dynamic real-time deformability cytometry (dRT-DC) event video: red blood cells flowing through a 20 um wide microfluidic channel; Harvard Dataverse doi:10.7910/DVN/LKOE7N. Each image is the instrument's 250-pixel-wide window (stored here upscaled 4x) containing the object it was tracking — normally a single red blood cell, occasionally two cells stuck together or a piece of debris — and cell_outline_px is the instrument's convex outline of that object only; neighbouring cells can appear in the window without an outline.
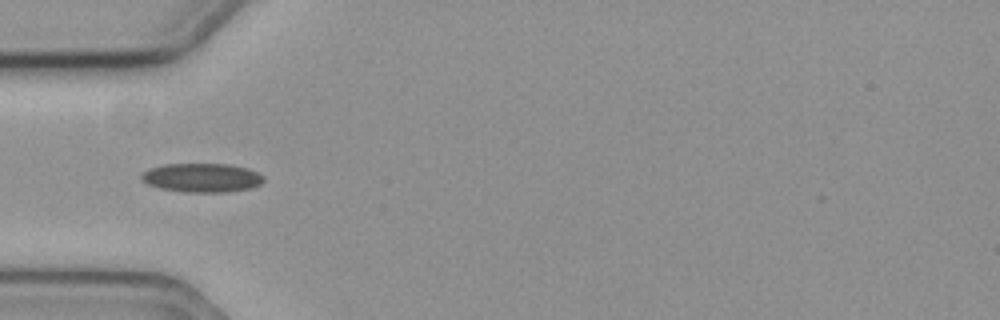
{"species": "common noctule bat (a hibernating species)", "species_latin": "Nyctalus noctula", "temperature_condition": "cold", "stored_images_in_passage": 3, "camera_frame_rate_fps": 3000, "um_per_image_px": 0.085, "animal": {"sex": "female", "body_mass_g": 19.3, "forearm_length_mm": 54.1}, "frame": {"image": 1, "passage_image": 3, "time_ms": 0.667, "image_size_px": [1000, 320], "cell_outline_px": [[264, 180], [260, 184], [252, 188], [224, 192], [184, 192], [160, 188], [148, 184], [140, 180], [140, 176], [148, 168], [164, 164], [228, 164], [248, 168], [264, 176]], "centroid_in_image_um": [17.14, 15.1], "position_along_channel_um": 67.9, "area_um2": 20.69}}